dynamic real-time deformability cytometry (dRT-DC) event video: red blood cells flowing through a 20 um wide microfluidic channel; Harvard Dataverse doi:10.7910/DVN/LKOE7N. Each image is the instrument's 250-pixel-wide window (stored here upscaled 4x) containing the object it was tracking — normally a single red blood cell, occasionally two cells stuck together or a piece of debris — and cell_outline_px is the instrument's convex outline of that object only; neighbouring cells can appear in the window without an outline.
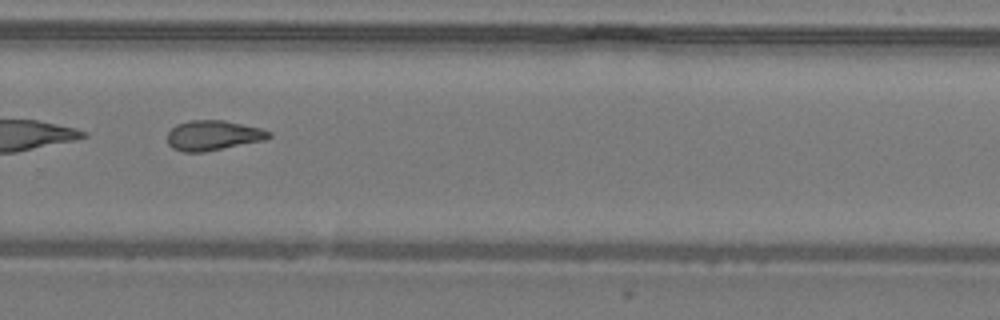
{"species": "common noctule bat (a hibernating species)", "species_latin": "Nyctalus noctula", "temperature_condition": "warm", "stored_images_in_passage": 27, "camera_frame_rate_fps": 3000, "um_per_image_px": 0.085, "animal": {"sex": "male", "body_mass_g": 19.2, "forearm_length_mm": 51.8}, "frame": {"image": 1, "passage_image": 16, "time_ms": 5.0, "image_size_px": [1000, 320], "cell_outline_px": [[272, 136], [264, 140], [204, 152], [184, 152], [172, 148], [168, 144], [168, 132], [176, 124], [188, 120], [224, 120], [260, 128], [272, 132]], "centroid_in_image_um": [18.1, 11.5], "position_along_channel_um": 311.7, "area_um2": 17.74}}